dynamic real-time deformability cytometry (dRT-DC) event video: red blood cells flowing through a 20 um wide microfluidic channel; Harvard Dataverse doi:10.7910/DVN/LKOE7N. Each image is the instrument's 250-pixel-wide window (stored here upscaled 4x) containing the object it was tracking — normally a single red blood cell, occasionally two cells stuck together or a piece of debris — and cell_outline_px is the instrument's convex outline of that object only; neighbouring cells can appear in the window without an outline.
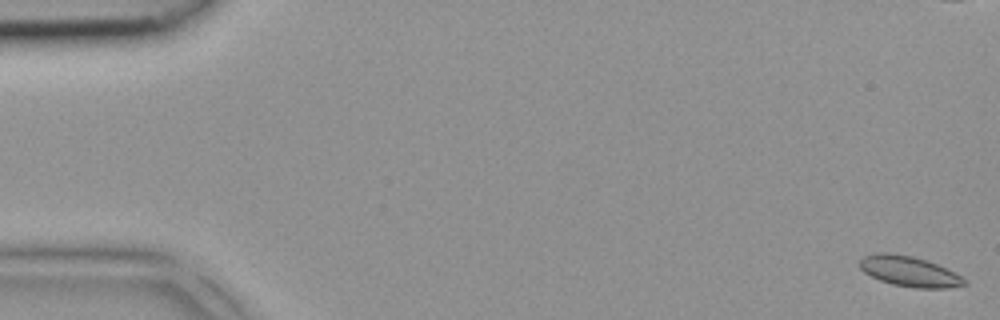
{"species": "common noctule bat (a hibernating species)", "species_latin": "Nyctalus noctula", "temperature_condition": "room temperature", "stored_images_in_passage": 6, "camera_frame_rate_fps": 3000, "um_per_image_px": 0.085, "animal": {"sex": "female", "body_mass_g": 18.4}, "frame": {"image": 1, "passage_image": 1, "time_ms": 0.0, "image_size_px": [1000, 320], "cell_outline_px": [[968, 284], [948, 288], [916, 288], [892, 284], [880, 280], [864, 272], [860, 268], [860, 260], [864, 256], [880, 252], [888, 252], [912, 256], [936, 264], [960, 276]], "centroid_in_image_um": [77.26, 23.07], "position_along_channel_um": 7.7, "area_um2": 18.15}}